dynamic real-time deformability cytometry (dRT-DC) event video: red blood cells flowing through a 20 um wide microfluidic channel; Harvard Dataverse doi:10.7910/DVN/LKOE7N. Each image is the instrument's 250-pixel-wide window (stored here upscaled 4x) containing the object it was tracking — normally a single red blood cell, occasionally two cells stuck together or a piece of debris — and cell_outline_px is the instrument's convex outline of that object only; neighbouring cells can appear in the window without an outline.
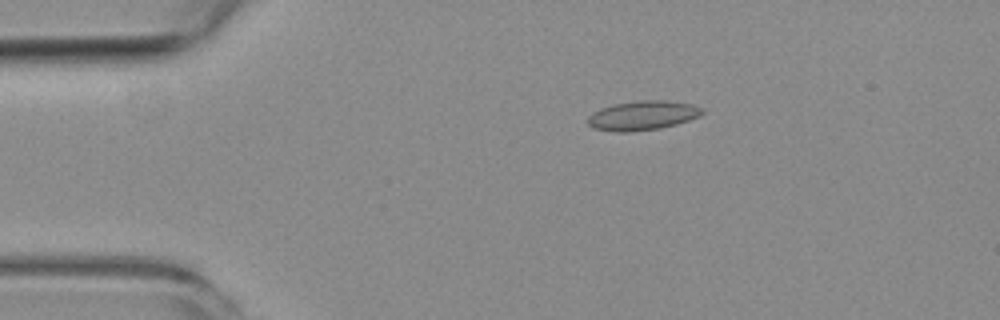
{"species": "common noctule bat (a hibernating species)", "species_latin": "Nyctalus noctula", "temperature_condition": "room temperature", "stored_images_in_passage": 6, "camera_frame_rate_fps": 3000, "um_per_image_px": 0.085, "animal": {"sex": "female", "body_mass_g": 19.3, "forearm_length_mm": 54.1}, "frame": {"image": 1, "passage_image": 2, "time_ms": 2.333, "image_size_px": [1000, 320], "cell_outline_px": [[704, 112], [700, 116], [676, 124], [660, 128], [632, 132], [616, 132], [592, 128], [588, 124], [588, 116], [592, 112], [600, 108], [616, 104], [640, 100], [668, 100], [692, 104], [700, 108]], "centroid_in_image_um": [54.6, 9.82], "position_along_channel_um": 30.4, "area_um2": 19.59}}
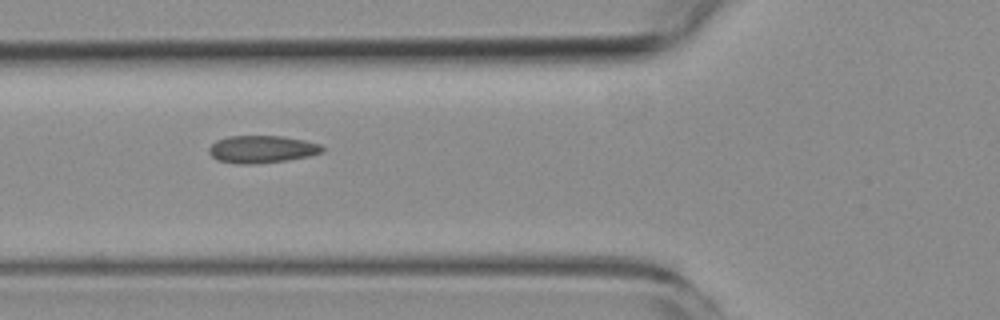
{"frame": {"image": 2, "passage_image": 5, "time_ms": 5.667, "image_size_px": [1000, 320], "cell_outline_px": [[324, 152], [308, 156], [288, 160], [256, 164], [236, 164], [216, 160], [208, 152], [208, 148], [216, 140], [228, 136], [280, 136], [304, 140], [320, 144], [324, 148]], "centroid_in_image_um": [22.24, 12.69], "position_along_channel_um": 103.6, "area_um2": 18.26}}
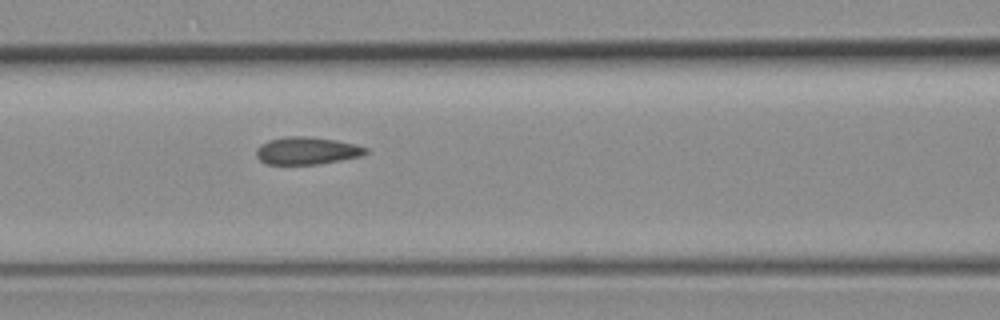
{"frame": {"image": 3, "passage_image": 6, "time_ms": 6.667, "image_size_px": [1000, 320], "cell_outline_px": [[368, 152], [360, 156], [320, 164], [268, 164], [260, 160], [256, 156], [256, 148], [260, 144], [268, 140], [284, 136], [308, 136], [336, 140], [356, 144], [368, 148]], "centroid_in_image_um": [26.07, 12.8], "position_along_channel_um": 140.5, "area_um2": 17.63}}